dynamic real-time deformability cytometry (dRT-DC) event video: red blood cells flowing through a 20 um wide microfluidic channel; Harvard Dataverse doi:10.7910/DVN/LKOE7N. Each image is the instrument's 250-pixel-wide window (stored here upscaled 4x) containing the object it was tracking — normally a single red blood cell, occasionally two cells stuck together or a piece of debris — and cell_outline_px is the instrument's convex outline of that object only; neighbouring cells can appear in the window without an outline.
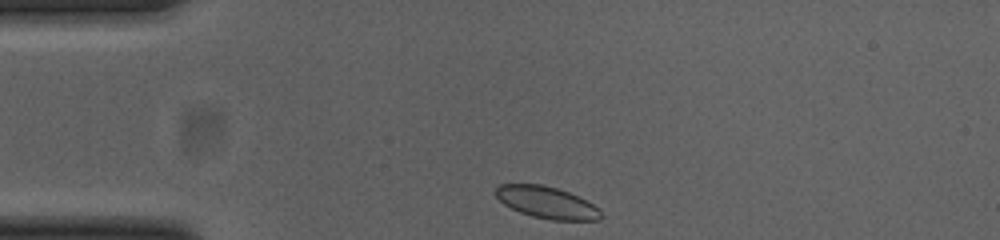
{"species": "common noctule bat (a hibernating species)", "species_latin": "Nyctalus noctula", "temperature_condition": "cold", "stored_images_in_passage": 31, "camera_frame_rate_fps": 3000, "um_per_image_px": 0.085, "animal": {"sex": "female", "body_mass_g": 23.0, "forearm_length_mm": 53.4}, "frame": {"image": 1, "passage_image": 1, "time_ms": 0.0, "image_size_px": [1000, 240], "cell_outline_px": [[604, 216], [600, 220], [548, 220], [532, 216], [520, 212], [504, 204], [496, 196], [496, 188], [500, 184], [540, 184], [556, 188], [568, 192], [600, 208]], "centroid_in_image_um": [46.5, 17.22], "position_along_channel_um": 38.5, "area_um2": 19.42}}
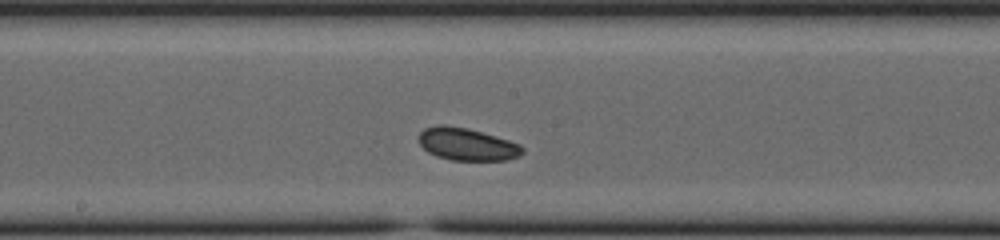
{"frame": {"image": 2, "passage_image": 17, "time_ms": 5.333, "image_size_px": [1000, 240], "cell_outline_px": [[524, 152], [520, 156], [504, 160], [452, 160], [436, 156], [428, 152], [420, 144], [420, 132], [424, 128], [440, 124], [444, 124], [468, 128], [508, 140], [520, 144], [524, 148]], "centroid_in_image_um": [39.7, 12.26], "position_along_channel_um": 208.5, "area_um2": 19.54}}
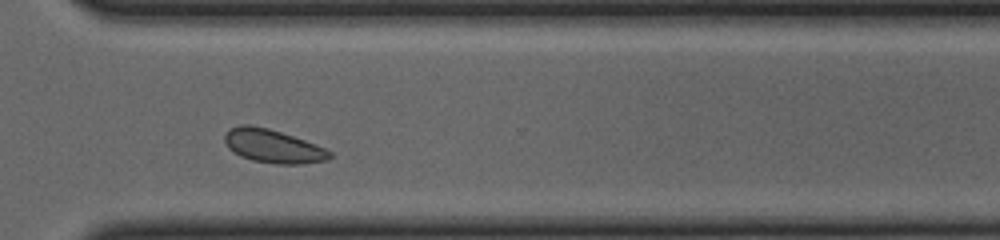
{"frame": {"image": 3, "passage_image": 28, "time_ms": 9.0, "image_size_px": [1000, 240], "cell_outline_px": [[332, 156], [328, 160], [300, 164], [276, 164], [252, 160], [240, 156], [228, 148], [224, 140], [224, 136], [232, 128], [240, 124], [248, 124], [268, 128], [304, 140], [324, 148], [332, 152]], "centroid_in_image_um": [23.19, 12.43], "position_along_channel_um": 347.4, "area_um2": 20.29}, "authors_computed_cell_mechanics": {"area_um2": 19.5942, "velocity_mm_per_s": 3.7733, "shape_relaxation_time_tau1_ms": null, "shape_relaxation_time_tau2_ms": 8.9058, "deformation_change_tau1": null, "deformation_change_tau2": 0.1301}}